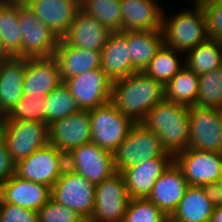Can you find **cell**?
I'll return each mask as SVG.
<instances>
[{"label": "cell", "instance_id": "obj_1", "mask_svg": "<svg viewBox=\"0 0 222 222\" xmlns=\"http://www.w3.org/2000/svg\"><path fill=\"white\" fill-rule=\"evenodd\" d=\"M164 100V85L143 72L112 82L111 102L134 123H141L150 109Z\"/></svg>", "mask_w": 222, "mask_h": 222}, {"label": "cell", "instance_id": "obj_2", "mask_svg": "<svg viewBox=\"0 0 222 222\" xmlns=\"http://www.w3.org/2000/svg\"><path fill=\"white\" fill-rule=\"evenodd\" d=\"M190 107L166 101L157 103L141 122L160 139L173 157L188 148Z\"/></svg>", "mask_w": 222, "mask_h": 222}, {"label": "cell", "instance_id": "obj_3", "mask_svg": "<svg viewBox=\"0 0 222 222\" xmlns=\"http://www.w3.org/2000/svg\"><path fill=\"white\" fill-rule=\"evenodd\" d=\"M164 44L173 50L187 53L209 38L208 17L201 2H194L192 10H181L169 18L163 14Z\"/></svg>", "mask_w": 222, "mask_h": 222}, {"label": "cell", "instance_id": "obj_4", "mask_svg": "<svg viewBox=\"0 0 222 222\" xmlns=\"http://www.w3.org/2000/svg\"><path fill=\"white\" fill-rule=\"evenodd\" d=\"M116 172L156 157H173L161 144L159 137L142 123H135L127 137L113 153Z\"/></svg>", "mask_w": 222, "mask_h": 222}, {"label": "cell", "instance_id": "obj_5", "mask_svg": "<svg viewBox=\"0 0 222 222\" xmlns=\"http://www.w3.org/2000/svg\"><path fill=\"white\" fill-rule=\"evenodd\" d=\"M91 142L100 148L114 153L135 124L124 116L115 105L108 103L89 110Z\"/></svg>", "mask_w": 222, "mask_h": 222}, {"label": "cell", "instance_id": "obj_6", "mask_svg": "<svg viewBox=\"0 0 222 222\" xmlns=\"http://www.w3.org/2000/svg\"><path fill=\"white\" fill-rule=\"evenodd\" d=\"M51 199L74 210L81 218H91L95 207V185L66 167L51 188Z\"/></svg>", "mask_w": 222, "mask_h": 222}, {"label": "cell", "instance_id": "obj_7", "mask_svg": "<svg viewBox=\"0 0 222 222\" xmlns=\"http://www.w3.org/2000/svg\"><path fill=\"white\" fill-rule=\"evenodd\" d=\"M1 133L15 163L49 144V126L38 121H4Z\"/></svg>", "mask_w": 222, "mask_h": 222}, {"label": "cell", "instance_id": "obj_8", "mask_svg": "<svg viewBox=\"0 0 222 222\" xmlns=\"http://www.w3.org/2000/svg\"><path fill=\"white\" fill-rule=\"evenodd\" d=\"M65 168L66 155L49 143L17 162L15 175L52 188Z\"/></svg>", "mask_w": 222, "mask_h": 222}, {"label": "cell", "instance_id": "obj_9", "mask_svg": "<svg viewBox=\"0 0 222 222\" xmlns=\"http://www.w3.org/2000/svg\"><path fill=\"white\" fill-rule=\"evenodd\" d=\"M191 186L212 188L222 179V153L187 148L174 156Z\"/></svg>", "mask_w": 222, "mask_h": 222}, {"label": "cell", "instance_id": "obj_10", "mask_svg": "<svg viewBox=\"0 0 222 222\" xmlns=\"http://www.w3.org/2000/svg\"><path fill=\"white\" fill-rule=\"evenodd\" d=\"M18 23L22 34V58L54 56L60 38L25 3L18 4Z\"/></svg>", "mask_w": 222, "mask_h": 222}, {"label": "cell", "instance_id": "obj_11", "mask_svg": "<svg viewBox=\"0 0 222 222\" xmlns=\"http://www.w3.org/2000/svg\"><path fill=\"white\" fill-rule=\"evenodd\" d=\"M66 167L97 185L116 173L112 152L90 142L66 154Z\"/></svg>", "mask_w": 222, "mask_h": 222}, {"label": "cell", "instance_id": "obj_12", "mask_svg": "<svg viewBox=\"0 0 222 222\" xmlns=\"http://www.w3.org/2000/svg\"><path fill=\"white\" fill-rule=\"evenodd\" d=\"M130 201L121 172L95 185L94 222H122Z\"/></svg>", "mask_w": 222, "mask_h": 222}, {"label": "cell", "instance_id": "obj_13", "mask_svg": "<svg viewBox=\"0 0 222 222\" xmlns=\"http://www.w3.org/2000/svg\"><path fill=\"white\" fill-rule=\"evenodd\" d=\"M188 148L222 153V109L190 107Z\"/></svg>", "mask_w": 222, "mask_h": 222}, {"label": "cell", "instance_id": "obj_14", "mask_svg": "<svg viewBox=\"0 0 222 222\" xmlns=\"http://www.w3.org/2000/svg\"><path fill=\"white\" fill-rule=\"evenodd\" d=\"M80 110H92L111 101L112 82L99 69H92L64 81Z\"/></svg>", "mask_w": 222, "mask_h": 222}, {"label": "cell", "instance_id": "obj_15", "mask_svg": "<svg viewBox=\"0 0 222 222\" xmlns=\"http://www.w3.org/2000/svg\"><path fill=\"white\" fill-rule=\"evenodd\" d=\"M90 115L80 110L49 125V143L65 155L71 150L91 142Z\"/></svg>", "mask_w": 222, "mask_h": 222}, {"label": "cell", "instance_id": "obj_16", "mask_svg": "<svg viewBox=\"0 0 222 222\" xmlns=\"http://www.w3.org/2000/svg\"><path fill=\"white\" fill-rule=\"evenodd\" d=\"M62 83L59 64L54 56L27 58L23 81L24 96L46 97Z\"/></svg>", "mask_w": 222, "mask_h": 222}, {"label": "cell", "instance_id": "obj_17", "mask_svg": "<svg viewBox=\"0 0 222 222\" xmlns=\"http://www.w3.org/2000/svg\"><path fill=\"white\" fill-rule=\"evenodd\" d=\"M25 4L60 39L81 9L80 0H26Z\"/></svg>", "mask_w": 222, "mask_h": 222}, {"label": "cell", "instance_id": "obj_18", "mask_svg": "<svg viewBox=\"0 0 222 222\" xmlns=\"http://www.w3.org/2000/svg\"><path fill=\"white\" fill-rule=\"evenodd\" d=\"M181 168L173 160L157 179L148 199L170 217L188 188Z\"/></svg>", "mask_w": 222, "mask_h": 222}, {"label": "cell", "instance_id": "obj_19", "mask_svg": "<svg viewBox=\"0 0 222 222\" xmlns=\"http://www.w3.org/2000/svg\"><path fill=\"white\" fill-rule=\"evenodd\" d=\"M51 199V188L13 175L0 187V200L38 212Z\"/></svg>", "mask_w": 222, "mask_h": 222}, {"label": "cell", "instance_id": "obj_20", "mask_svg": "<svg viewBox=\"0 0 222 222\" xmlns=\"http://www.w3.org/2000/svg\"><path fill=\"white\" fill-rule=\"evenodd\" d=\"M174 160V157H156L139 162L121 173L130 199L148 198L157 179Z\"/></svg>", "mask_w": 222, "mask_h": 222}, {"label": "cell", "instance_id": "obj_21", "mask_svg": "<svg viewBox=\"0 0 222 222\" xmlns=\"http://www.w3.org/2000/svg\"><path fill=\"white\" fill-rule=\"evenodd\" d=\"M215 205L210 187L189 185L169 221L211 222Z\"/></svg>", "mask_w": 222, "mask_h": 222}, {"label": "cell", "instance_id": "obj_22", "mask_svg": "<svg viewBox=\"0 0 222 222\" xmlns=\"http://www.w3.org/2000/svg\"><path fill=\"white\" fill-rule=\"evenodd\" d=\"M112 32L81 9L62 39L70 46L101 51Z\"/></svg>", "mask_w": 222, "mask_h": 222}, {"label": "cell", "instance_id": "obj_23", "mask_svg": "<svg viewBox=\"0 0 222 222\" xmlns=\"http://www.w3.org/2000/svg\"><path fill=\"white\" fill-rule=\"evenodd\" d=\"M101 70L114 82L137 72L132 65L126 31L113 32L101 50Z\"/></svg>", "mask_w": 222, "mask_h": 222}, {"label": "cell", "instance_id": "obj_24", "mask_svg": "<svg viewBox=\"0 0 222 222\" xmlns=\"http://www.w3.org/2000/svg\"><path fill=\"white\" fill-rule=\"evenodd\" d=\"M122 31L162 30L163 14L155 0H121Z\"/></svg>", "mask_w": 222, "mask_h": 222}, {"label": "cell", "instance_id": "obj_25", "mask_svg": "<svg viewBox=\"0 0 222 222\" xmlns=\"http://www.w3.org/2000/svg\"><path fill=\"white\" fill-rule=\"evenodd\" d=\"M27 58L7 57L0 65V111L6 116L24 96Z\"/></svg>", "mask_w": 222, "mask_h": 222}, {"label": "cell", "instance_id": "obj_26", "mask_svg": "<svg viewBox=\"0 0 222 222\" xmlns=\"http://www.w3.org/2000/svg\"><path fill=\"white\" fill-rule=\"evenodd\" d=\"M54 57L63 82L85 71L101 68V51L70 46L62 38L58 41Z\"/></svg>", "mask_w": 222, "mask_h": 222}, {"label": "cell", "instance_id": "obj_27", "mask_svg": "<svg viewBox=\"0 0 222 222\" xmlns=\"http://www.w3.org/2000/svg\"><path fill=\"white\" fill-rule=\"evenodd\" d=\"M126 42L134 69L143 72L164 44V36L162 30L126 31Z\"/></svg>", "mask_w": 222, "mask_h": 222}, {"label": "cell", "instance_id": "obj_28", "mask_svg": "<svg viewBox=\"0 0 222 222\" xmlns=\"http://www.w3.org/2000/svg\"><path fill=\"white\" fill-rule=\"evenodd\" d=\"M199 94V75L183 67L164 85V99L187 107L196 105Z\"/></svg>", "mask_w": 222, "mask_h": 222}, {"label": "cell", "instance_id": "obj_29", "mask_svg": "<svg viewBox=\"0 0 222 222\" xmlns=\"http://www.w3.org/2000/svg\"><path fill=\"white\" fill-rule=\"evenodd\" d=\"M18 4H0V45L8 57L22 58Z\"/></svg>", "mask_w": 222, "mask_h": 222}, {"label": "cell", "instance_id": "obj_30", "mask_svg": "<svg viewBox=\"0 0 222 222\" xmlns=\"http://www.w3.org/2000/svg\"><path fill=\"white\" fill-rule=\"evenodd\" d=\"M185 66L197 75L222 66V42L208 38L186 53Z\"/></svg>", "mask_w": 222, "mask_h": 222}, {"label": "cell", "instance_id": "obj_31", "mask_svg": "<svg viewBox=\"0 0 222 222\" xmlns=\"http://www.w3.org/2000/svg\"><path fill=\"white\" fill-rule=\"evenodd\" d=\"M80 8L110 32L122 31L121 0H80Z\"/></svg>", "mask_w": 222, "mask_h": 222}, {"label": "cell", "instance_id": "obj_32", "mask_svg": "<svg viewBox=\"0 0 222 222\" xmlns=\"http://www.w3.org/2000/svg\"><path fill=\"white\" fill-rule=\"evenodd\" d=\"M177 52L163 44L157 51L154 58L150 61L144 72L165 85L170 81L183 67L185 62H180Z\"/></svg>", "mask_w": 222, "mask_h": 222}, {"label": "cell", "instance_id": "obj_33", "mask_svg": "<svg viewBox=\"0 0 222 222\" xmlns=\"http://www.w3.org/2000/svg\"><path fill=\"white\" fill-rule=\"evenodd\" d=\"M80 111L77 101L71 96L69 88L63 82L46 96V124Z\"/></svg>", "mask_w": 222, "mask_h": 222}, {"label": "cell", "instance_id": "obj_34", "mask_svg": "<svg viewBox=\"0 0 222 222\" xmlns=\"http://www.w3.org/2000/svg\"><path fill=\"white\" fill-rule=\"evenodd\" d=\"M196 106L222 109V66L199 75Z\"/></svg>", "mask_w": 222, "mask_h": 222}, {"label": "cell", "instance_id": "obj_35", "mask_svg": "<svg viewBox=\"0 0 222 222\" xmlns=\"http://www.w3.org/2000/svg\"><path fill=\"white\" fill-rule=\"evenodd\" d=\"M5 121H38L46 123V97L23 96L5 116Z\"/></svg>", "mask_w": 222, "mask_h": 222}, {"label": "cell", "instance_id": "obj_36", "mask_svg": "<svg viewBox=\"0 0 222 222\" xmlns=\"http://www.w3.org/2000/svg\"><path fill=\"white\" fill-rule=\"evenodd\" d=\"M122 222H169V217L148 198L130 199Z\"/></svg>", "mask_w": 222, "mask_h": 222}, {"label": "cell", "instance_id": "obj_37", "mask_svg": "<svg viewBox=\"0 0 222 222\" xmlns=\"http://www.w3.org/2000/svg\"><path fill=\"white\" fill-rule=\"evenodd\" d=\"M82 219L74 210L50 199L39 211V222H78Z\"/></svg>", "mask_w": 222, "mask_h": 222}, {"label": "cell", "instance_id": "obj_38", "mask_svg": "<svg viewBox=\"0 0 222 222\" xmlns=\"http://www.w3.org/2000/svg\"><path fill=\"white\" fill-rule=\"evenodd\" d=\"M208 17L209 38L222 42V2L220 0H203Z\"/></svg>", "mask_w": 222, "mask_h": 222}, {"label": "cell", "instance_id": "obj_39", "mask_svg": "<svg viewBox=\"0 0 222 222\" xmlns=\"http://www.w3.org/2000/svg\"><path fill=\"white\" fill-rule=\"evenodd\" d=\"M0 222H39L38 212L0 200Z\"/></svg>", "mask_w": 222, "mask_h": 222}, {"label": "cell", "instance_id": "obj_40", "mask_svg": "<svg viewBox=\"0 0 222 222\" xmlns=\"http://www.w3.org/2000/svg\"><path fill=\"white\" fill-rule=\"evenodd\" d=\"M16 163L9 154L7 143L0 133V187L15 175Z\"/></svg>", "mask_w": 222, "mask_h": 222}, {"label": "cell", "instance_id": "obj_41", "mask_svg": "<svg viewBox=\"0 0 222 222\" xmlns=\"http://www.w3.org/2000/svg\"><path fill=\"white\" fill-rule=\"evenodd\" d=\"M214 202L216 205H222V179L212 188Z\"/></svg>", "mask_w": 222, "mask_h": 222}, {"label": "cell", "instance_id": "obj_42", "mask_svg": "<svg viewBox=\"0 0 222 222\" xmlns=\"http://www.w3.org/2000/svg\"><path fill=\"white\" fill-rule=\"evenodd\" d=\"M211 222H222V205H215Z\"/></svg>", "mask_w": 222, "mask_h": 222}, {"label": "cell", "instance_id": "obj_43", "mask_svg": "<svg viewBox=\"0 0 222 222\" xmlns=\"http://www.w3.org/2000/svg\"><path fill=\"white\" fill-rule=\"evenodd\" d=\"M26 0H0V4H24Z\"/></svg>", "mask_w": 222, "mask_h": 222}, {"label": "cell", "instance_id": "obj_44", "mask_svg": "<svg viewBox=\"0 0 222 222\" xmlns=\"http://www.w3.org/2000/svg\"><path fill=\"white\" fill-rule=\"evenodd\" d=\"M4 121H5V115L0 111V133L4 125Z\"/></svg>", "mask_w": 222, "mask_h": 222}, {"label": "cell", "instance_id": "obj_45", "mask_svg": "<svg viewBox=\"0 0 222 222\" xmlns=\"http://www.w3.org/2000/svg\"><path fill=\"white\" fill-rule=\"evenodd\" d=\"M78 222H94L92 218H82Z\"/></svg>", "mask_w": 222, "mask_h": 222}, {"label": "cell", "instance_id": "obj_46", "mask_svg": "<svg viewBox=\"0 0 222 222\" xmlns=\"http://www.w3.org/2000/svg\"><path fill=\"white\" fill-rule=\"evenodd\" d=\"M0 57H8V56L2 51L1 45H0Z\"/></svg>", "mask_w": 222, "mask_h": 222}, {"label": "cell", "instance_id": "obj_47", "mask_svg": "<svg viewBox=\"0 0 222 222\" xmlns=\"http://www.w3.org/2000/svg\"><path fill=\"white\" fill-rule=\"evenodd\" d=\"M4 58H7V57H0V65H1Z\"/></svg>", "mask_w": 222, "mask_h": 222}]
</instances>
